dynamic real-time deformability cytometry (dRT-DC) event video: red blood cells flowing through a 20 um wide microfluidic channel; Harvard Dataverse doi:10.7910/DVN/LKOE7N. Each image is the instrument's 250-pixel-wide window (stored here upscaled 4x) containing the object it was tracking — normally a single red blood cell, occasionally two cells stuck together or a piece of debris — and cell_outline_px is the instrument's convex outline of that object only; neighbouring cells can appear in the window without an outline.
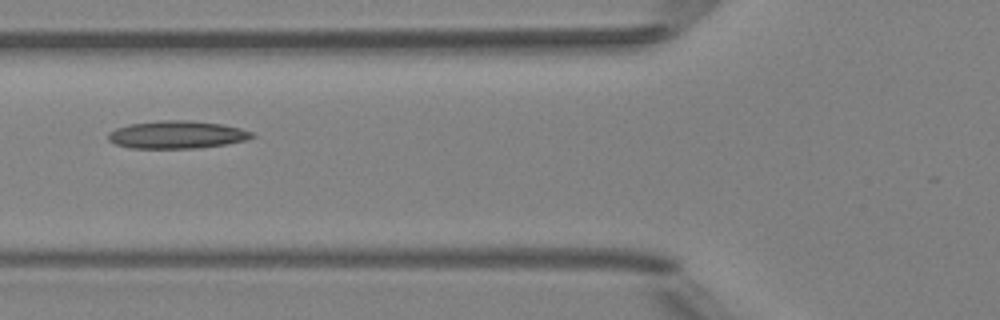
{"species": "Egyptian fruit bat (a non-hibernating species)", "species_latin": "Rousettus aegyptiacus", "temperature_condition": "room temperature", "stored_images_in_passage": 6, "camera_frame_rate_fps": 3000, "um_per_image_px": 0.085, "animal": {"sex": "female"}, "frame": {"image": 1, "passage_image": 6, "time_ms": 5.667, "image_size_px": [1000, 320], "cell_outline_px": [[256, 136], [248, 140], [228, 144], [196, 148], [132, 148], [116, 144], [108, 140], [108, 132], [116, 128], [128, 124], [160, 120], [188, 120], [224, 124], [240, 128], [252, 132]], "centroid_in_image_um": [15.06, 11.44], "position_along_channel_um": 110.7, "area_um2": 23.41}}